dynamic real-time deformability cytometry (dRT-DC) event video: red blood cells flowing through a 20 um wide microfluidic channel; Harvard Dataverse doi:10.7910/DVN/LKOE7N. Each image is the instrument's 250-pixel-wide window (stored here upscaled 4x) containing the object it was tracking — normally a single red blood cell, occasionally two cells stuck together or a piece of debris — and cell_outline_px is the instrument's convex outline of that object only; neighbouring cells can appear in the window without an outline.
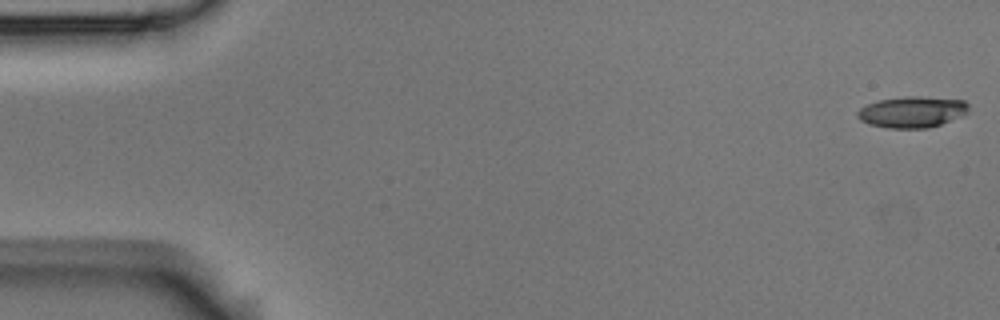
{"species": "Egyptian fruit bat (a non-hibernating species)", "species_latin": "Rousettus aegyptiacus", "temperature_condition": "room temperature", "stored_images_in_passage": 5, "camera_frame_rate_fps": 3000, "um_per_image_px": 0.085, "animal": {"sex": "male"}, "frame": {"image": 1, "passage_image": 1, "time_ms": 0.0, "image_size_px": [1000, 320], "cell_outline_px": [[968, 112], [940, 124], [928, 128], [888, 128], [868, 124], [860, 120], [856, 116], [856, 112], [860, 108], [868, 104], [880, 100], [908, 96], [916, 96], [964, 100], [968, 104]], "centroid_in_image_um": [77.49, 9.52], "position_along_channel_um": 7.5, "area_um2": 20.0}}
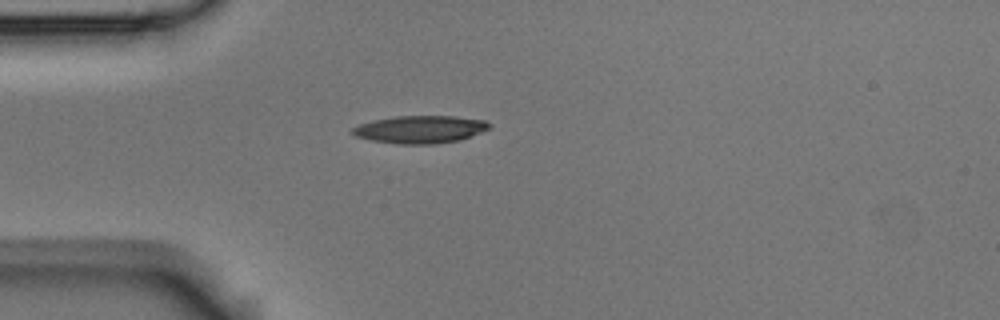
{"frame": {"image": 2, "passage_image": 5, "time_ms": 1.333, "image_size_px": [1000, 320], "cell_outline_px": [[492, 128], [472, 136], [460, 140], [436, 144], [400, 144], [372, 140], [356, 136], [348, 132], [352, 128], [360, 124], [372, 120], [392, 116], [456, 116], [484, 120], [492, 124]], "centroid_in_image_um": [35.74, 10.99], "position_along_channel_um": 49.3, "area_um2": 22.31}}